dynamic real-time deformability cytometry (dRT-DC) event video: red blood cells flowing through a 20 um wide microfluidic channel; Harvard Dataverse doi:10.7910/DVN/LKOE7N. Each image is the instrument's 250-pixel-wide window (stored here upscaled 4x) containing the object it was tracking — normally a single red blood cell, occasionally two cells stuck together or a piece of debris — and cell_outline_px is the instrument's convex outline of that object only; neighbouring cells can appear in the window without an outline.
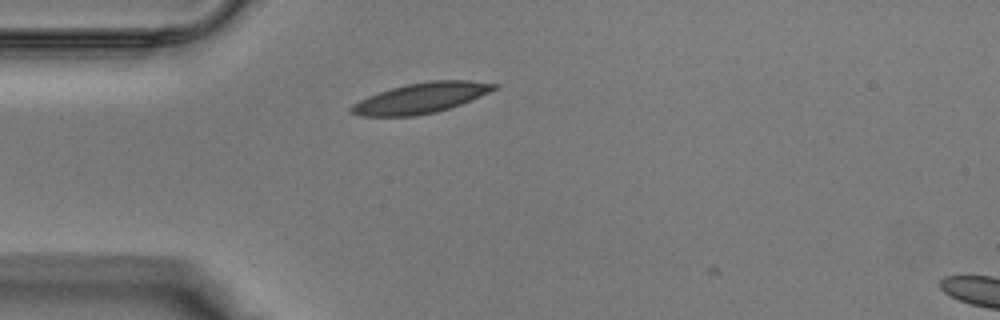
{"species": "Egyptian fruit bat (a non-hibernating species)", "species_latin": "Rousettus aegyptiacus", "temperature_condition": "warm", "stored_images_in_passage": 4, "camera_frame_rate_fps": 3000, "um_per_image_px": 0.085, "animal": {"sex": "male"}, "frame": {"image": 1, "passage_image": 3, "time_ms": 0.667, "image_size_px": [1000, 320], "cell_outline_px": [[500, 88], [460, 104], [436, 112], [412, 116], [360, 116], [352, 112], [348, 108], [352, 104], [368, 96], [392, 88], [408, 84], [428, 80], [468, 80], [500, 84]], "centroid_in_image_um": [35.81, 8.32], "position_along_channel_um": 49.2, "area_um2": 25.14}}